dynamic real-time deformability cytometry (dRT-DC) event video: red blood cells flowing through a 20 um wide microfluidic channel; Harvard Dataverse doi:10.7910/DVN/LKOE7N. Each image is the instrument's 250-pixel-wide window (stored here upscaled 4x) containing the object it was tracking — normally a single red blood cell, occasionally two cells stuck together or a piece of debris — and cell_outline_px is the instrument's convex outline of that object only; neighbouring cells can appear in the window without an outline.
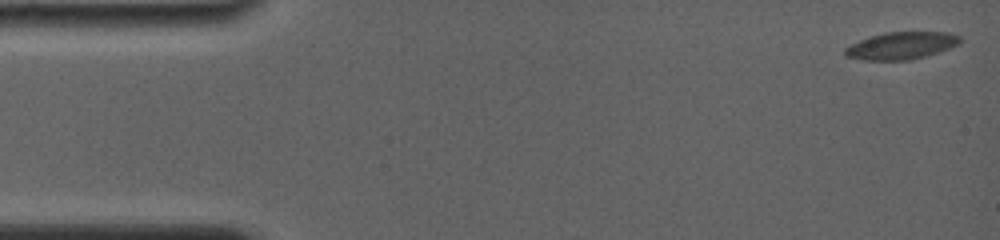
{"species": "common noctule bat (a hibernating species)", "species_latin": "Nyctalus noctula", "temperature_condition": "room temperature", "stored_images_in_passage": 62, "camera_frame_rate_fps": 4000, "um_per_image_px": 0.085, "animal": {"sex": "female", "body_mass_g": 19.0, "forearm_length_mm": 56.7}, "frame": {"image": 1, "passage_image": 1, "time_ms": 0.0, "image_size_px": [1000, 240], "cell_outline_px": [[960, 44], [952, 48], [912, 60], [864, 60], [844, 56], [844, 48], [860, 40], [884, 32], [948, 32], [960, 36]], "centroid_in_image_um": [76.63, 3.88], "position_along_channel_um": 8.4, "area_um2": 18.38}}
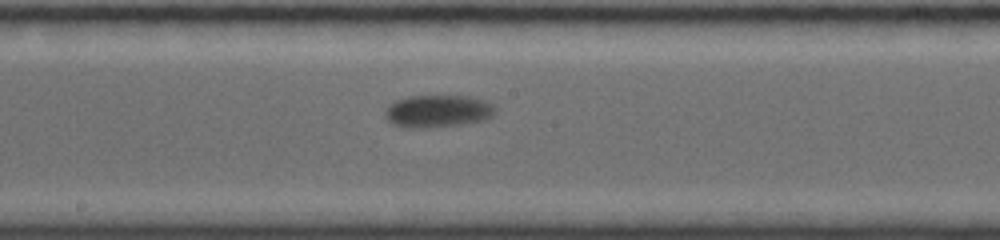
{"frame": {"image": 2, "passage_image": 37, "time_ms": 9.0, "image_size_px": [1000, 240], "cell_outline_px": [[496, 112], [492, 116], [484, 120], [460, 124], [424, 128], [408, 128], [392, 124], [384, 116], [384, 112], [388, 104], [396, 100], [408, 96], [468, 96], [484, 100], [492, 104], [496, 108]], "centroid_in_image_um": [37.18, 9.45], "position_along_channel_um": 211.0, "area_um2": 20.92}}
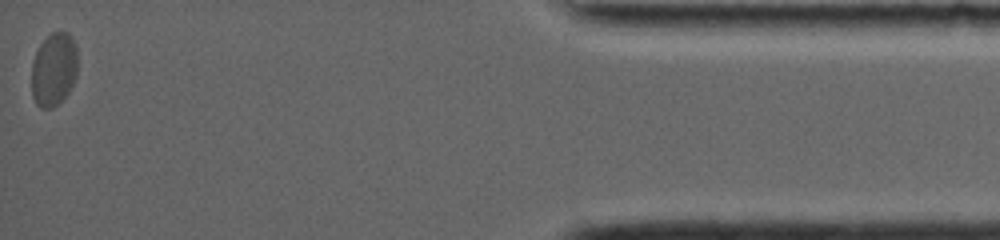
{"frame": {"image": 3, "passage_image": 62, "time_ms": 17.0, "image_size_px": [1000, 240], "cell_outline_px": [[76, 76], [68, 92], [52, 108], [40, 108], [36, 104], [32, 96], [32, 64], [36, 52], [40, 44], [52, 32], [68, 32], [72, 36], [76, 44]], "centroid_in_image_um": [4.56, 5.88], "position_along_channel_um": 430.6, "area_um2": 19.54}, "authors_computed_cell_mechanics": {"area_um2": 19.8543, "velocity_mm_per_s": 3.6168, "shape_relaxation_time_tau1_ms": 1.7473, "shape_relaxation_time_tau2_ms": null, "deformation_change_tau1": 0.0522, "deformation_change_tau2": null}}